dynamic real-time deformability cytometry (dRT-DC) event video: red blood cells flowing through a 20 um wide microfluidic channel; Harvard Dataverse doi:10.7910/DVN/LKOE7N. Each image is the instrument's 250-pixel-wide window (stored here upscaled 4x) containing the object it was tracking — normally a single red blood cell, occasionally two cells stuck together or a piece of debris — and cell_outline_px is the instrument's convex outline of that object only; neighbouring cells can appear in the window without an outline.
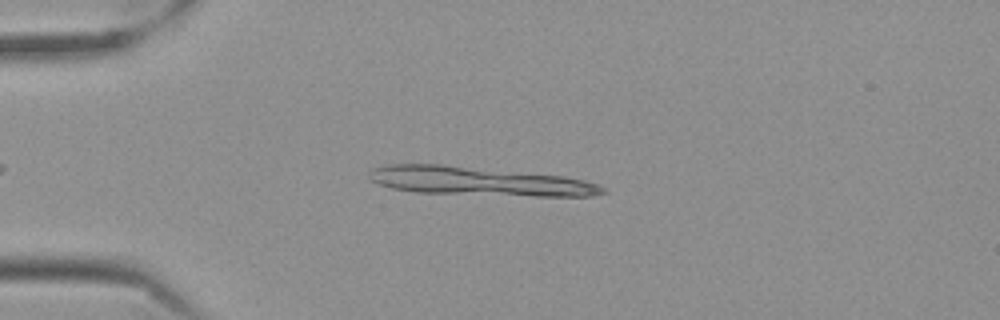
{"species": "Egyptian fruit bat (a non-hibernating species)", "species_latin": "Rousettus aegyptiacus", "temperature_condition": "cold", "stored_images_in_passage": 12, "camera_frame_rate_fps": 3000, "um_per_image_px": 0.085, "frame": {"image": 1, "passage_image": 9, "time_ms": 2.667, "image_size_px": [1000, 320], "cell_outline_px": [[608, 192], [592, 196], [536, 196], [416, 192], [392, 188], [368, 180], [368, 172], [372, 168], [384, 164], [440, 164], [564, 176], [584, 180], [596, 184], [604, 188]], "centroid_in_image_um": [40.68, 15.4], "position_along_channel_um": 44.3, "area_um2": 39.07}}